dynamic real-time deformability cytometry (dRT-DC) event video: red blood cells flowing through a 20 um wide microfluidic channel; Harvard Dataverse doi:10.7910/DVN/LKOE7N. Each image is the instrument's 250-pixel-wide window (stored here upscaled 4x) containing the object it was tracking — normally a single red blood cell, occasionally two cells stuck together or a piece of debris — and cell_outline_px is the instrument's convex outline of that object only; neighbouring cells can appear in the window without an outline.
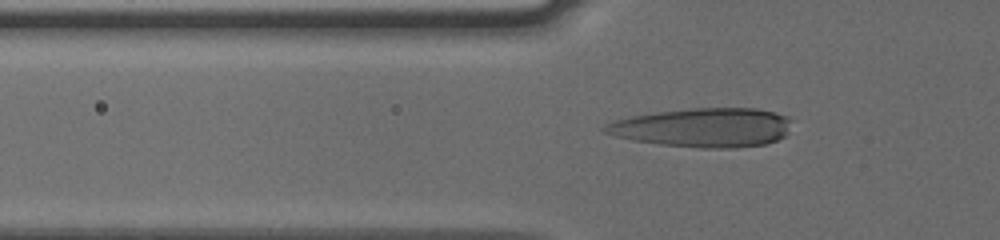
{"species": "human", "species_latin": "Homo sapiens", "temperature_condition": "cold", "stored_images_in_passage": 53, "camera_frame_rate_fps": 3000, "um_per_image_px": 0.085, "donor": {"sex": "male"}, "frame": {"image": 1, "passage_image": 21, "time_ms": 6.667, "image_size_px": [1000, 240], "cell_outline_px": [[792, 120], [788, 136], [764, 144], [732, 148], [700, 148], [660, 144], [632, 140], [616, 136], [604, 132], [600, 128], [604, 124], [612, 120], [632, 116], [656, 112], [692, 108], [756, 108], [776, 112], [788, 116]], "centroid_in_image_um": [59.8, 10.84], "position_along_channel_um": 66.0, "area_um2": 42.95}}
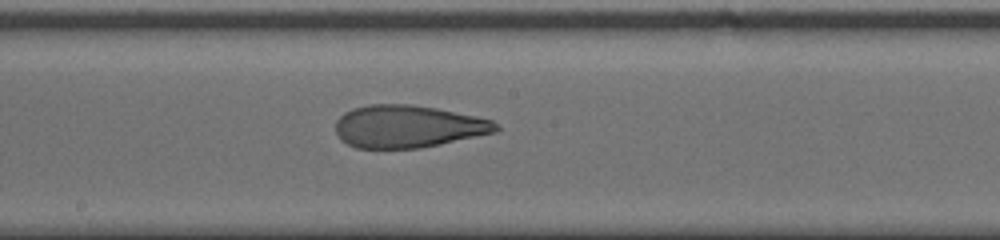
{"frame": {"image": 2, "passage_image": 33, "time_ms": 10.667, "image_size_px": [1000, 240], "cell_outline_px": [[500, 128], [496, 132], [440, 144], [420, 148], [356, 148], [340, 140], [336, 132], [336, 120], [344, 112], [352, 108], [368, 104], [408, 104], [436, 108], [476, 116], [492, 120], [500, 124]], "centroid_in_image_um": [34.67, 10.74], "position_along_channel_um": 213.5, "area_um2": 39.82}}
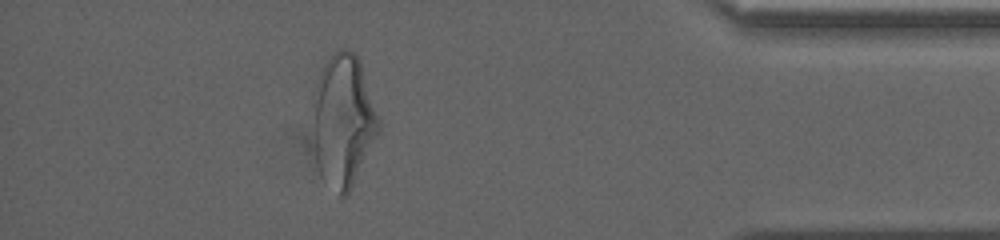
{"frame": {"image": 3, "passage_image": 51, "time_ms": 16.667, "image_size_px": [1000, 240], "cell_outline_px": [[380, 128], [352, 188], [344, 196], [340, 196], [320, 176], [316, 164], [312, 104], [316, 84], [320, 72], [324, 64], [332, 52], [340, 48], [348, 48], [356, 56], [360, 64], [380, 120]], "centroid_in_image_um": [29.15, 10.25], "position_along_channel_um": 406.1, "area_um2": 50.4}}